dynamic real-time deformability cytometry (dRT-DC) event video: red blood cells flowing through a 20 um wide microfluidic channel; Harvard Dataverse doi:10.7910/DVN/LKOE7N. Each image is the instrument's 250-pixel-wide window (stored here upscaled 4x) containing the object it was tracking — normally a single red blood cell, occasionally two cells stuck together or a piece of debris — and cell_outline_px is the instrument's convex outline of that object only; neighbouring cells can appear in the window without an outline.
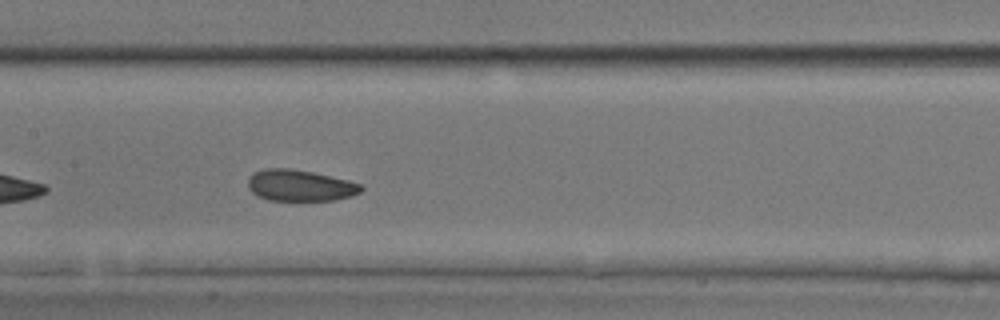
{"species": "common noctule bat (a hibernating species)", "species_latin": "Nyctalus noctula", "temperature_condition": "room temperature", "stored_images_in_passage": 37, "camera_frame_rate_fps": 3000, "um_per_image_px": 0.085, "animal": {"sex": "male", "body_mass_g": 17.9, "forearm_length_mm": 54.2}, "frame": {"image": 1, "passage_image": 11, "time_ms": 3.333, "image_size_px": [1000, 320], "cell_outline_px": [[364, 188], [360, 192], [352, 196], [332, 200], [268, 200], [256, 196], [248, 188], [248, 176], [252, 172], [264, 168], [288, 168], [312, 172], [348, 180], [364, 184]], "centroid_in_image_um": [25.48, 15.76], "position_along_channel_um": 181.9, "area_um2": 20.87}}
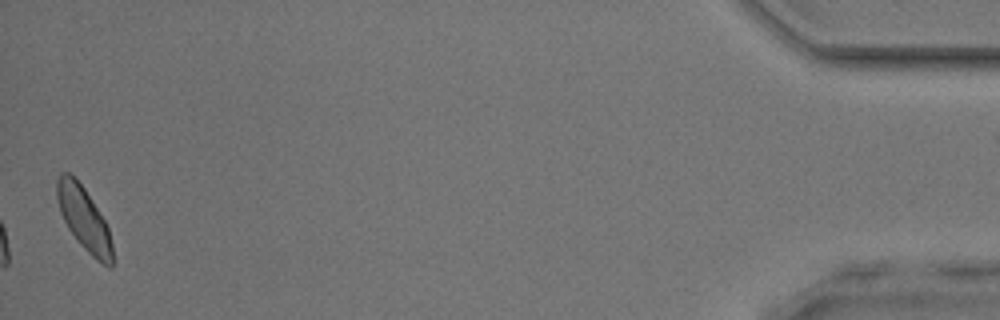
{"frame": {"image": 2, "passage_image": 36, "time_ms": 11.667, "image_size_px": [1000, 320], "cell_outline_px": [[112, 268], [108, 268], [96, 260], [80, 244], [68, 228], [60, 212], [56, 196], [56, 180], [60, 172], [68, 172], [84, 188], [104, 220], [108, 228], [112, 244]], "centroid_in_image_um": [7.12, 18.6], "position_along_channel_um": 428.1, "area_um2": 20.23}}